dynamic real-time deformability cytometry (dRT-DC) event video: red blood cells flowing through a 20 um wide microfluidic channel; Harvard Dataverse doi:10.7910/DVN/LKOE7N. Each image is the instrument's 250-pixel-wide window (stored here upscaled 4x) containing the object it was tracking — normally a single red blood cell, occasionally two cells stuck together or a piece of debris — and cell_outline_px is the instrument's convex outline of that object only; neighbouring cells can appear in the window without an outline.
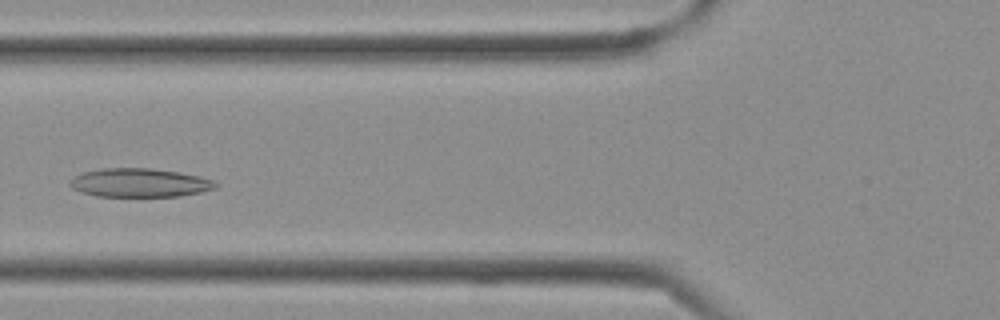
{"species": "Egyptian fruit bat (a non-hibernating species)", "species_latin": "Rousettus aegyptiacus", "temperature_condition": "cold", "stored_images_in_passage": 15, "camera_frame_rate_fps": 3000, "um_per_image_px": 0.085, "frame": {"image": 1, "passage_image": 11, "time_ms": 3.333, "image_size_px": [1000, 320], "cell_outline_px": [[220, 184], [216, 188], [200, 192], [180, 196], [96, 196], [80, 192], [72, 188], [68, 184], [76, 176], [84, 172], [104, 168], [148, 168], [176, 172], [200, 176], [212, 180]], "centroid_in_image_um": [11.88, 15.54], "position_along_channel_um": 113.9, "area_um2": 24.16}}
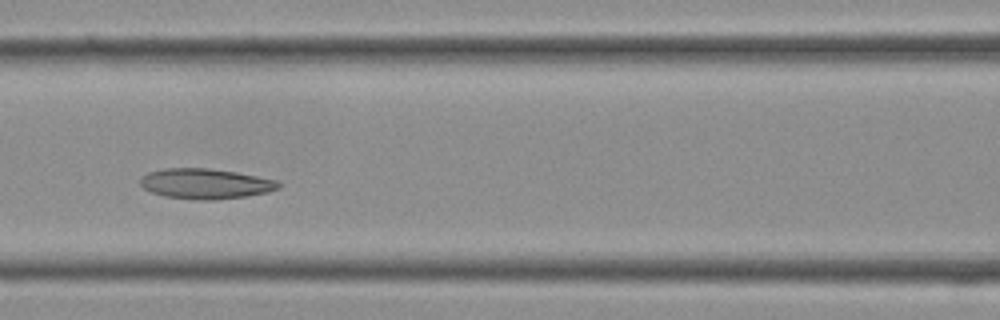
{"frame": {"image": 2, "passage_image": 13, "time_ms": 4.0, "image_size_px": [1000, 320], "cell_outline_px": [[280, 188], [268, 192], [244, 196], [216, 200], [196, 200], [164, 196], [152, 192], [144, 188], [140, 184], [140, 176], [148, 172], [160, 168], [208, 168], [236, 172], [276, 180], [280, 184]], "centroid_in_image_um": [17.42, 15.61], "position_along_channel_um": 149.2, "area_um2": 24.45}}
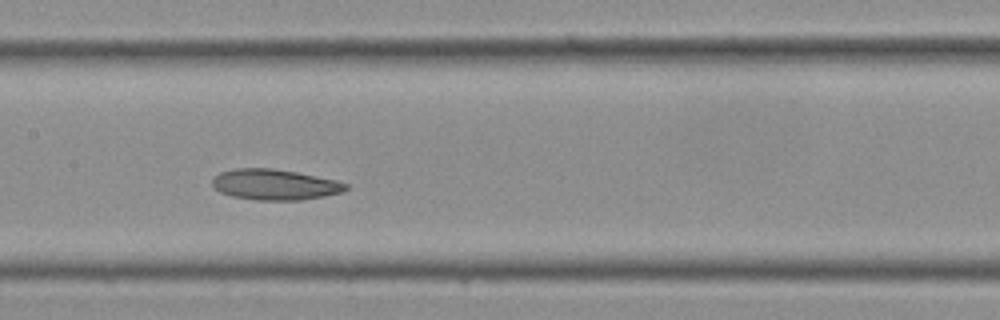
{"frame": {"image": 3, "passage_image": 15, "time_ms": 4.667, "image_size_px": [1000, 320], "cell_outline_px": [[348, 188], [340, 192], [324, 196], [300, 200], [256, 200], [232, 196], [220, 192], [212, 184], [212, 180], [220, 172], [236, 168], [272, 168], [296, 172], [336, 180], [348, 184]], "centroid_in_image_um": [23.35, 15.69], "position_along_channel_um": 184.1, "area_um2": 23.7}}